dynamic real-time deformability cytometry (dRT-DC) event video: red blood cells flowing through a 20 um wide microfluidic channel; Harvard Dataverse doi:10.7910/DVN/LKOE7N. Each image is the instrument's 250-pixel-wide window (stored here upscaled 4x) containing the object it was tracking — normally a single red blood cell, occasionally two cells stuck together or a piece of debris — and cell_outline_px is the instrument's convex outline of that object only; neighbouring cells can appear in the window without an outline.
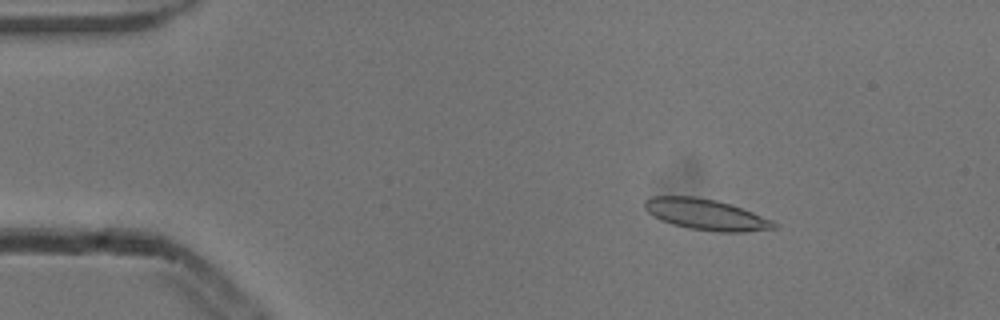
{"species": "common noctule bat (a hibernating species)", "species_latin": "Nyctalus noctula", "temperature_condition": "cold", "stored_images_in_passage": 53, "camera_frame_rate_fps": 3000, "um_per_image_px": 0.085, "animal": {"sex": "male", "body_mass_g": 13.3}, "frame": {"image": 1, "passage_image": 8, "time_ms": 2.333, "image_size_px": [1000, 320], "cell_outline_px": [[780, 228], [744, 232], [716, 232], [688, 228], [672, 224], [660, 220], [652, 216], [644, 208], [644, 200], [652, 196], [696, 196], [716, 200], [732, 204], [772, 220], [780, 224]], "centroid_in_image_um": [60.03, 18.24], "position_along_channel_um": 25.0, "area_um2": 23.7}}
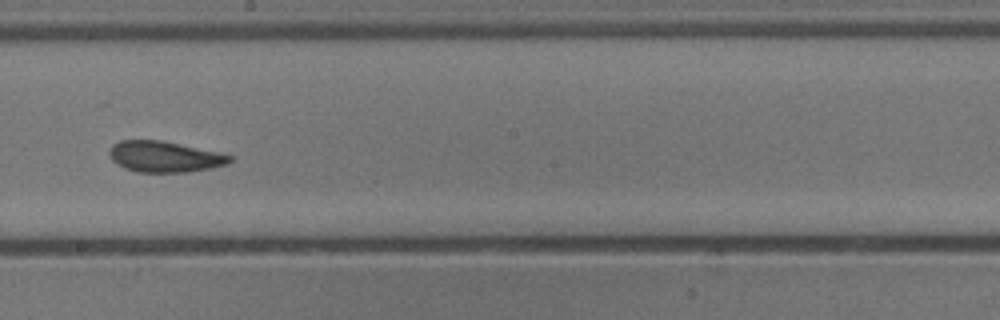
{"frame": {"image": 2, "passage_image": 30, "time_ms": 9.667, "image_size_px": [1000, 320], "cell_outline_px": [[232, 160], [228, 164], [212, 168], [188, 172], [136, 172], [124, 168], [116, 164], [112, 160], [108, 152], [112, 144], [120, 140], [160, 140], [220, 152], [232, 156]], "centroid_in_image_um": [13.98, 13.32], "position_along_channel_um": 234.2, "area_um2": 21.91}}
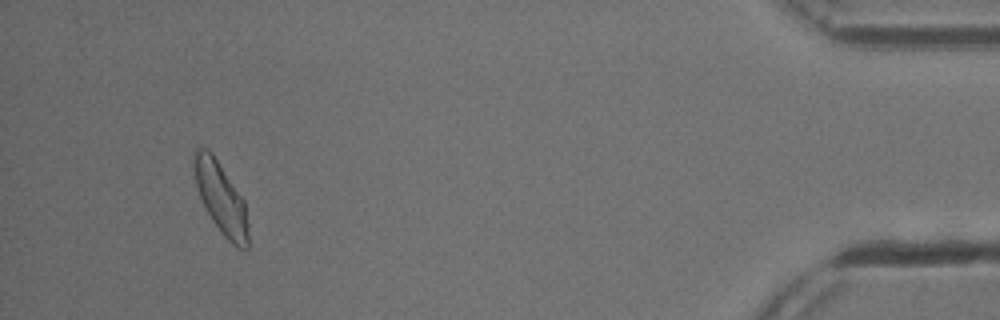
{"frame": {"image": 3, "passage_image": 50, "time_ms": 16.333, "image_size_px": [1000, 320], "cell_outline_px": [[248, 248], [236, 248], [224, 236], [212, 220], [200, 196], [196, 184], [192, 160], [192, 152], [196, 148], [208, 148], [212, 152], [244, 200], [248, 224]], "centroid_in_image_um": [18.77, 16.81], "position_along_channel_um": 416.4, "area_um2": 22.43}, "authors_computed_cell_mechanics": {"area_um2": 22.1374, "velocity_mm_per_s": 3.8297, "shape_relaxation_time_tau1_ms": 6.3678, "shape_relaxation_time_tau2_ms": 3.4875, "deformation_change_tau1": 0.1813, "deformation_change_tau2": 0.0964}}